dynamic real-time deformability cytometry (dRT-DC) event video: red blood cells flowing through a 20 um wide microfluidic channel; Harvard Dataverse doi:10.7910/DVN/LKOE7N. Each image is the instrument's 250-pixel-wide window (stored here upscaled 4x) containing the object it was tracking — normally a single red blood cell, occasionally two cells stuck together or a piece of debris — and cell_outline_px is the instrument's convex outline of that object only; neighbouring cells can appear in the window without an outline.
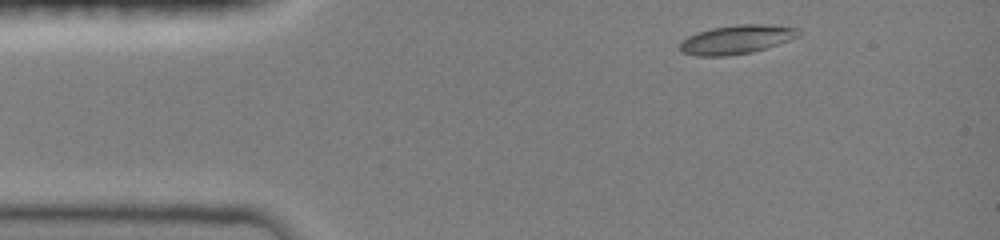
{"species": "common noctule bat (a hibernating species)", "species_latin": "Nyctalus noctula", "temperature_condition": "room temperature", "stored_images_in_passage": 7, "camera_frame_rate_fps": 3000, "um_per_image_px": 0.085, "animal": {"sex": "female", "body_mass_g": 19.0, "forearm_length_mm": 51.5}, "frame": {"image": 1, "passage_image": 1, "time_ms": 0.0, "image_size_px": [1000, 240], "cell_outline_px": [[800, 36], [752, 52], [728, 56], [696, 56], [680, 52], [680, 40], [696, 32], [712, 28], [736, 24], [776, 24], [800, 28]], "centroid_in_image_um": [62.59, 3.34], "position_along_channel_um": 22.4, "area_um2": 20.23}}
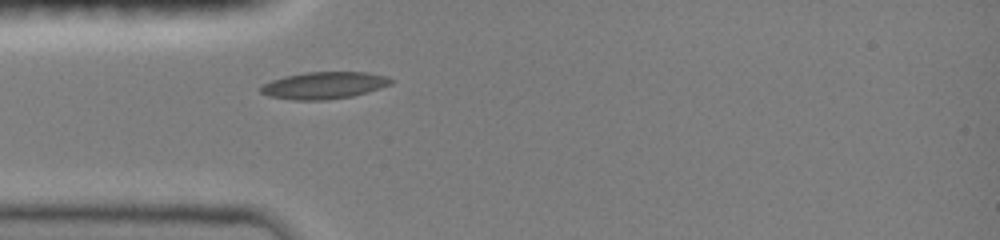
{"frame": {"image": 2, "passage_image": 7, "time_ms": 2.333, "image_size_px": [1000, 240], "cell_outline_px": [[392, 84], [380, 88], [352, 96], [324, 100], [292, 100], [268, 96], [260, 92], [260, 88], [264, 84], [272, 80], [284, 76], [308, 72], [368, 72], [388, 76], [392, 80]], "centroid_in_image_um": [27.54, 7.25], "position_along_channel_um": 57.5, "area_um2": 20.46}}